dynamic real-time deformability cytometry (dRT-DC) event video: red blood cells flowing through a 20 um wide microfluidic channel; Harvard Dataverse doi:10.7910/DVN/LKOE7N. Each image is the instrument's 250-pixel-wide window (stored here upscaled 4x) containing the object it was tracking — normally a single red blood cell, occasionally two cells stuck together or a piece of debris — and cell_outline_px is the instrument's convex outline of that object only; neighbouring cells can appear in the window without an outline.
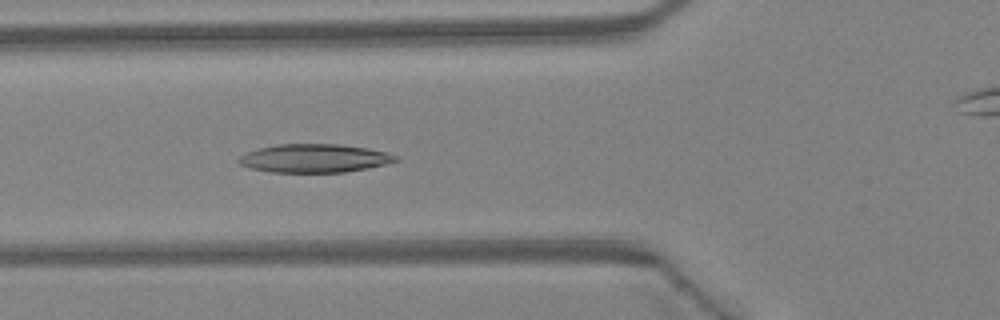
{"species": "Egyptian fruit bat (a non-hibernating species)", "species_latin": "Rousettus aegyptiacus", "temperature_condition": "warm", "stored_images_in_passage": 30, "camera_frame_rate_fps": 3000, "um_per_image_px": 0.085, "animal": {"sex": "female"}, "frame": {"image": 1, "passage_image": 5, "time_ms": 1.333, "image_size_px": [1000, 320], "cell_outline_px": [[400, 160], [368, 168], [344, 172], [272, 172], [252, 168], [240, 164], [236, 160], [240, 156], [256, 148], [276, 144], [340, 144], [368, 148], [400, 156]], "centroid_in_image_um": [26.73, 13.44], "position_along_channel_um": 99.1, "area_um2": 26.01}}
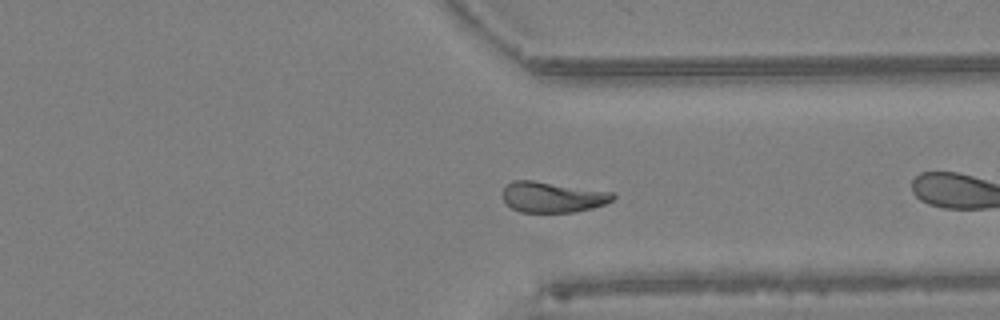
{"frame": {"image": 2, "passage_image": 18, "time_ms": 5.667, "image_size_px": [1000, 320], "cell_outline_px": [[616, 196], [612, 200], [604, 204], [592, 208], [576, 212], [520, 212], [512, 208], [504, 200], [504, 188], [512, 180], [532, 180], [612, 192]], "centroid_in_image_um": [46.97, 16.75], "position_along_channel_um": 364.4, "area_um2": 19.48}, "authors_computed_cell_mechanics": {"area_um2": 20.5479, "velocity_mm_per_s": 4.5272, "shape_relaxation_time_tau1_ms": 2.6218, "shape_relaxation_time_tau2_ms": 1.5613, "deformation_change_tau1": 0.1237, "deformation_change_tau2": 0.0915}}